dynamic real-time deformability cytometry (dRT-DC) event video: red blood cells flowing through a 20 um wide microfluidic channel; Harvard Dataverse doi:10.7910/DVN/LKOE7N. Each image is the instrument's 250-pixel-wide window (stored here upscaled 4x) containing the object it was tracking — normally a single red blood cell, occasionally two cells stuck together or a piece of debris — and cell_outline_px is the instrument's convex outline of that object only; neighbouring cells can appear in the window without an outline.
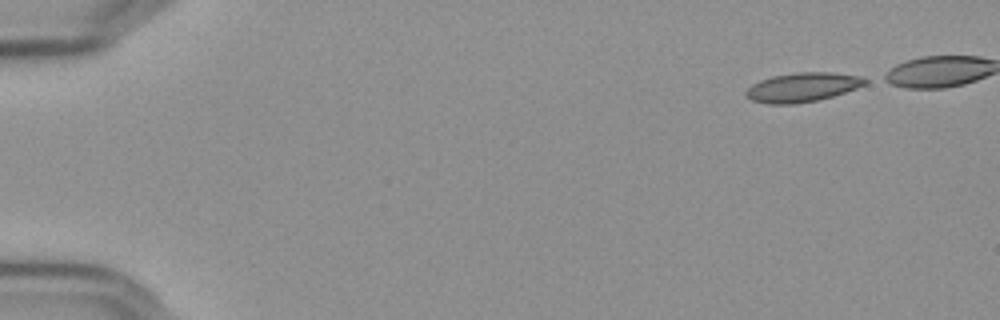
{"species": "Egyptian fruit bat (a non-hibernating species)", "species_latin": "Rousettus aegyptiacus", "temperature_condition": "cold", "stored_images_in_passage": 46, "camera_frame_rate_fps": 3000, "um_per_image_px": 0.085, "frame": {"image": 1, "passage_image": 1, "time_ms": 0.0, "image_size_px": [1000, 320], "cell_outline_px": [[868, 84], [832, 96], [816, 100], [792, 104], [768, 104], [752, 100], [744, 92], [752, 84], [760, 80], [772, 76], [796, 72], [832, 72], [860, 76], [868, 80]], "centroid_in_image_um": [68.21, 7.4], "position_along_channel_um": 16.8, "area_um2": 20.17}}
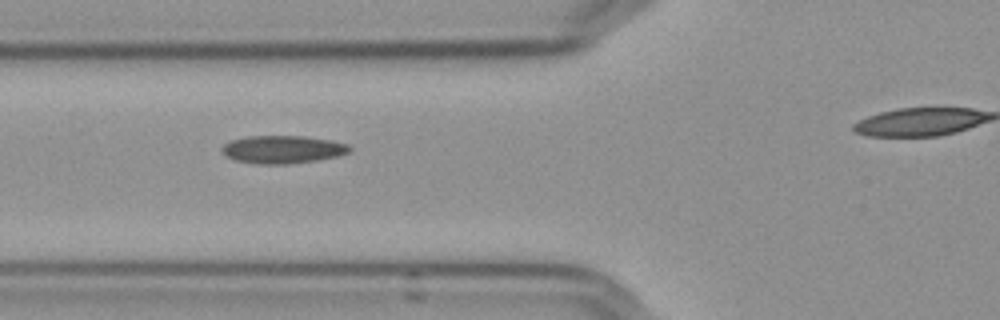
{"frame": {"image": 2, "passage_image": 18, "time_ms": 5.667, "image_size_px": [1000, 320], "cell_outline_px": [[352, 148], [348, 152], [336, 156], [316, 160], [288, 164], [260, 164], [236, 160], [228, 156], [220, 148], [228, 140], [248, 136], [304, 136], [332, 140], [348, 144]], "centroid_in_image_um": [24.02, 12.69], "position_along_channel_um": 101.8, "area_um2": 20.63}}
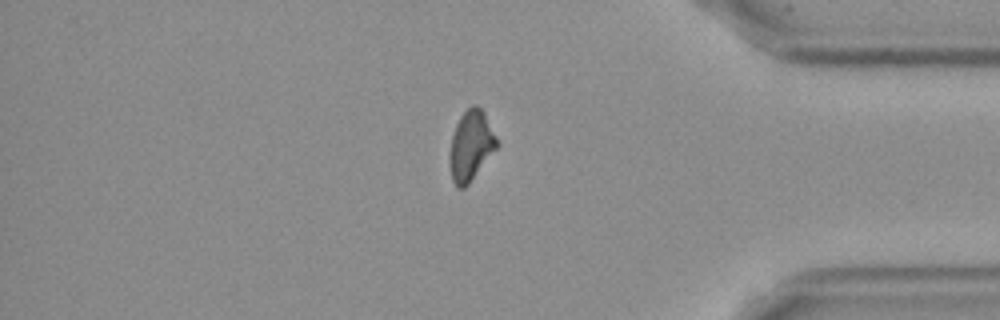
{"frame": {"image": 3, "passage_image": 44, "time_ms": 14.333, "image_size_px": [1000, 320], "cell_outline_px": [[496, 148], [468, 184], [464, 188], [456, 188], [452, 180], [448, 156], [452, 136], [456, 124], [460, 116], [472, 104], [476, 104], [484, 112], [496, 136]], "centroid_in_image_um": [39.98, 12.38], "position_along_channel_um": 395.2, "area_um2": 19.02}}